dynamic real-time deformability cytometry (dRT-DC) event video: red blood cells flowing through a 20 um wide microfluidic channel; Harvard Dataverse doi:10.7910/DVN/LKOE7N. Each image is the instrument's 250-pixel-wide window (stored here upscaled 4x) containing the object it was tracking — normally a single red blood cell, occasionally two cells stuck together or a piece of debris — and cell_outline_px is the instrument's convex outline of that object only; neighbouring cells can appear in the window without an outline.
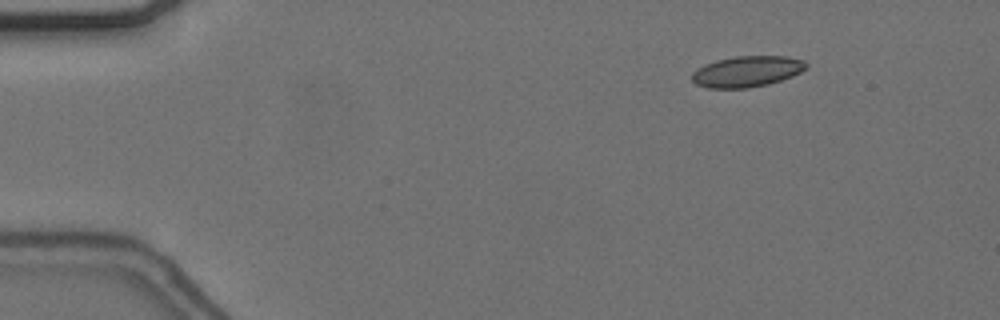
{"species": "common noctule bat (a hibernating species)", "species_latin": "Nyctalus noctula", "temperature_condition": "cold", "stored_images_in_passage": 18, "camera_frame_rate_fps": 3000, "um_per_image_px": 0.085, "animal": {"sex": "female", "body_mass_g": 24.6, "forearm_length_mm": 56.2}, "frame": {"image": 1, "passage_image": 1, "time_ms": 0.0, "image_size_px": [1000, 320], "cell_outline_px": [[808, 68], [792, 76], [768, 84], [748, 88], [708, 88], [696, 84], [692, 80], [692, 72], [696, 68], [704, 64], [716, 60], [736, 56], [788, 56], [804, 60], [808, 64]], "centroid_in_image_um": [63.49, 6.07], "position_along_channel_um": 21.5, "area_um2": 20.75}}
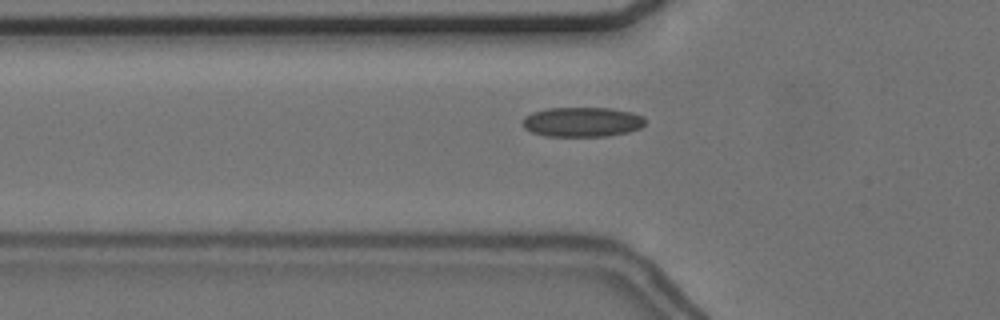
{"frame": {"image": 2, "passage_image": 13, "time_ms": 4.0, "image_size_px": [1000, 320], "cell_outline_px": [[644, 124], [640, 128], [628, 132], [608, 136], [544, 136], [532, 132], [524, 128], [520, 120], [524, 116], [532, 112], [548, 108], [612, 108], [632, 112], [644, 116]], "centroid_in_image_um": [49.45, 10.36], "position_along_channel_um": 76.3, "area_um2": 21.44}}